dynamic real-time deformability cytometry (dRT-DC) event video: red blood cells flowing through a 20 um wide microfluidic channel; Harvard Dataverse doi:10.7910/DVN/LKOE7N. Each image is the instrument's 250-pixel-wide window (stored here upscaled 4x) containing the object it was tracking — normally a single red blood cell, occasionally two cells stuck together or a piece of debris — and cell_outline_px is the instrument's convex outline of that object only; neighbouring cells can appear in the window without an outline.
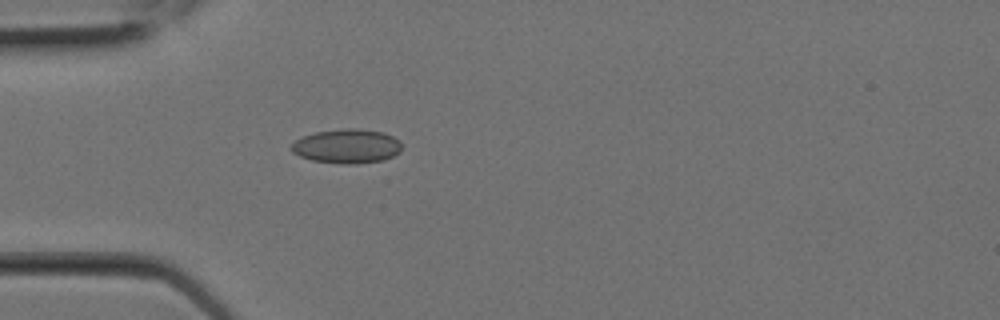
{"species": "Egyptian fruit bat (a non-hibernating species)", "species_latin": "Rousettus aegyptiacus", "temperature_condition": "room temperature", "stored_images_in_passage": 2, "camera_frame_rate_fps": 3000, "um_per_image_px": 0.085, "animal": {"sex": "female"}, "frame": {"image": 1, "passage_image": 2, "time_ms": 0.333, "image_size_px": [1000, 320], "cell_outline_px": [[400, 152], [384, 160], [356, 164], [344, 164], [312, 160], [300, 156], [292, 152], [288, 148], [296, 140], [304, 136], [316, 132], [344, 128], [356, 128], [384, 132], [400, 140]], "centroid_in_image_um": [29.48, 12.42], "position_along_channel_um": 55.5, "area_um2": 22.08}}